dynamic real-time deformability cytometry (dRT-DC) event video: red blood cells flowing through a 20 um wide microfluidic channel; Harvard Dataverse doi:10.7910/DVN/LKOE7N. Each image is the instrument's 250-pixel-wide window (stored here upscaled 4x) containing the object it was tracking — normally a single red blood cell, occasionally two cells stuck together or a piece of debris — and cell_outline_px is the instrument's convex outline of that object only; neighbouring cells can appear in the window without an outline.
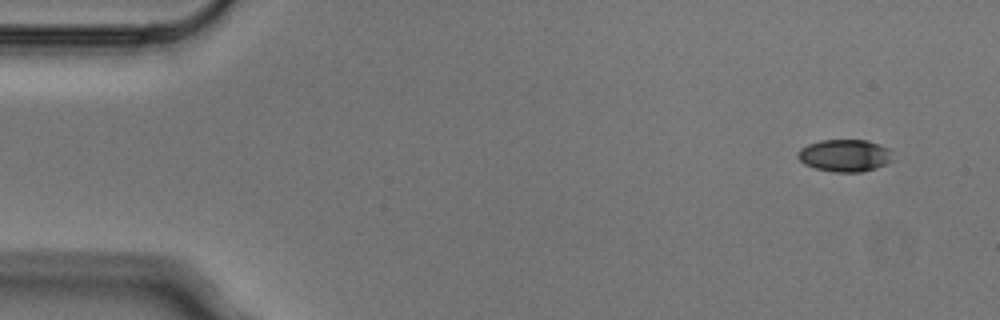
{"species": "Egyptian fruit bat (a non-hibernating species)", "species_latin": "Rousettus aegyptiacus", "temperature_condition": "cold", "stored_images_in_passage": 5, "camera_frame_rate_fps": 3000, "um_per_image_px": 0.085, "animal": {"sex": "male"}, "frame": {"image": 1, "passage_image": 1, "time_ms": 0.0, "image_size_px": [1000, 320], "cell_outline_px": [[892, 160], [876, 168], [860, 172], [836, 172], [816, 168], [804, 164], [796, 156], [796, 152], [800, 148], [808, 144], [820, 140], [868, 140], [880, 144], [888, 148]], "centroid_in_image_um": [71.77, 13.21], "position_along_channel_um": 13.2, "area_um2": 17.8}}
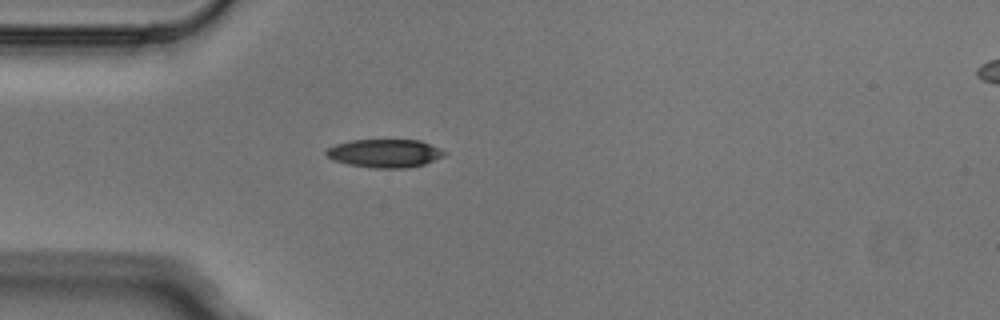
{"frame": {"image": 2, "passage_image": 4, "time_ms": 1.0, "image_size_px": [1000, 320], "cell_outline_px": [[448, 152], [444, 156], [424, 164], [408, 168], [376, 168], [348, 164], [332, 160], [324, 152], [328, 148], [336, 144], [352, 140], [420, 140], [440, 148]], "centroid_in_image_um": [32.73, 13.03], "position_along_channel_um": 52.3, "area_um2": 19.48}}